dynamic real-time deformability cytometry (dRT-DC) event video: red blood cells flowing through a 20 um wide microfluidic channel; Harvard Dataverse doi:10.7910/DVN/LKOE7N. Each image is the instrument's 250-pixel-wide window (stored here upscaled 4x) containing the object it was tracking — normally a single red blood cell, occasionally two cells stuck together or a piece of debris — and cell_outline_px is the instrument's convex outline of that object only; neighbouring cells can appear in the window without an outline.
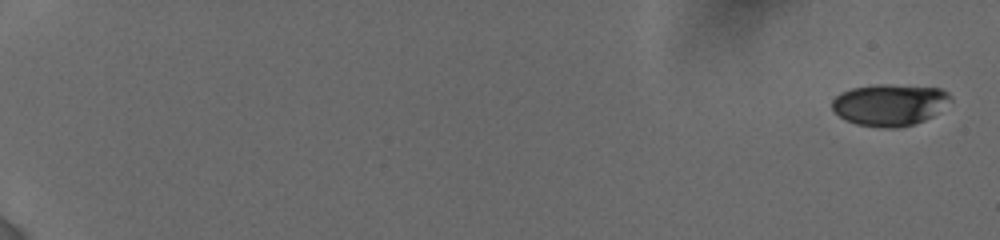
{"species": "human", "species_latin": "Homo sapiens", "temperature_condition": "cold", "stored_images_in_passage": 12, "camera_frame_rate_fps": 3000, "um_per_image_px": 0.085, "donor": {"sex": "female"}, "frame": {"image": 1, "passage_image": 1, "time_ms": 0.0, "image_size_px": [1000, 240], "cell_outline_px": [[952, 100], [932, 116], [924, 120], [900, 128], [880, 128], [856, 124], [844, 120], [832, 108], [832, 100], [840, 92], [852, 88], [880, 84], [884, 84], [940, 88], [948, 92], [952, 96]], "centroid_in_image_um": [75.61, 8.91], "position_along_channel_um": 9.4, "area_um2": 28.84}}
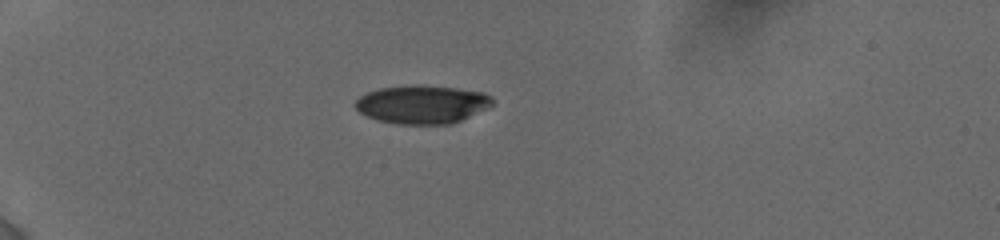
{"frame": {"image": 2, "passage_image": 9, "time_ms": 5.667, "image_size_px": [1000, 240], "cell_outline_px": [[492, 104], [488, 108], [452, 124], [400, 124], [380, 120], [368, 116], [360, 112], [352, 104], [360, 96], [368, 92], [380, 88], [416, 84], [456, 88], [484, 92], [492, 96]], "centroid_in_image_um": [35.89, 8.86], "position_along_channel_um": 49.1, "area_um2": 30.63}}
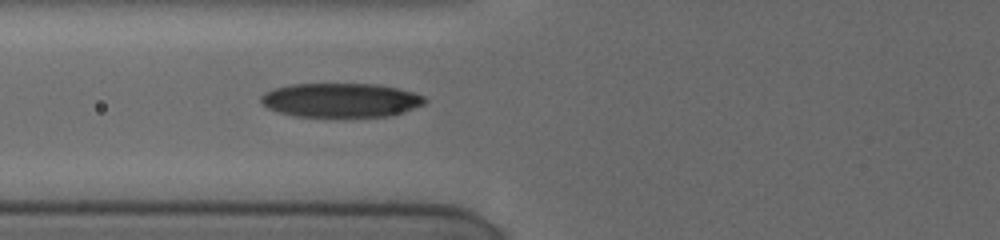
{"frame": {"image": 3, "passage_image": 12, "time_ms": 8.0, "image_size_px": [1000, 240], "cell_outline_px": [[428, 100], [424, 104], [404, 112], [392, 116], [296, 116], [280, 112], [268, 108], [260, 104], [260, 96], [264, 92], [276, 88], [292, 84], [376, 84], [396, 88], [412, 92], [424, 96]], "centroid_in_image_um": [28.97, 8.51], "position_along_channel_um": 96.8, "area_um2": 32.48}}